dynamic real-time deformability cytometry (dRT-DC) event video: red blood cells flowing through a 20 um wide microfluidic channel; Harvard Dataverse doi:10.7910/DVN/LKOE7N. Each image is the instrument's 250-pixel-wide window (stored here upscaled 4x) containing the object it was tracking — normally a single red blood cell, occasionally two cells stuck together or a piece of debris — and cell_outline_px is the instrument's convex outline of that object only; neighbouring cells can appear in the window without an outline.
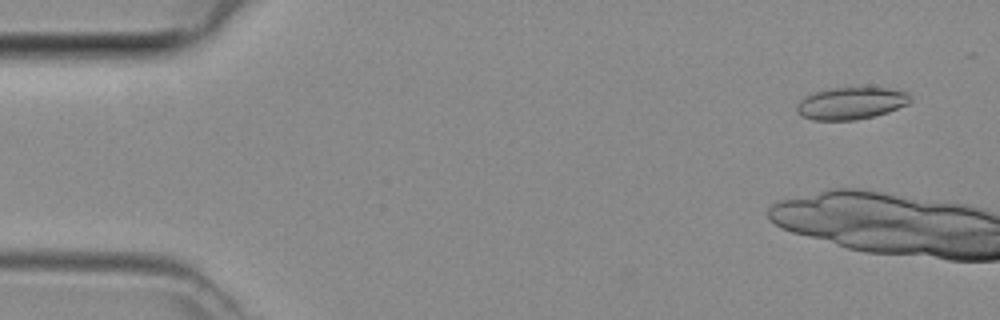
{"species": "common noctule bat (a hibernating species)", "species_latin": "Nyctalus noctula", "temperature_condition": "room temperature", "stored_images_in_passage": 5, "camera_frame_rate_fps": 3000, "um_per_image_px": 0.085, "animal": {"sex": "female", "body_mass_g": 29.2, "forearm_length_mm": 56.3}, "frame": {"image": 1, "passage_image": 1, "time_ms": 0.0, "image_size_px": [1000, 320], "cell_outline_px": [[912, 100], [908, 104], [888, 112], [856, 120], [812, 120], [796, 112], [796, 108], [800, 100], [816, 92], [832, 88], [888, 88], [908, 92], [912, 96]], "centroid_in_image_um": [72.39, 8.78], "position_along_channel_um": 12.6, "area_um2": 21.1}}